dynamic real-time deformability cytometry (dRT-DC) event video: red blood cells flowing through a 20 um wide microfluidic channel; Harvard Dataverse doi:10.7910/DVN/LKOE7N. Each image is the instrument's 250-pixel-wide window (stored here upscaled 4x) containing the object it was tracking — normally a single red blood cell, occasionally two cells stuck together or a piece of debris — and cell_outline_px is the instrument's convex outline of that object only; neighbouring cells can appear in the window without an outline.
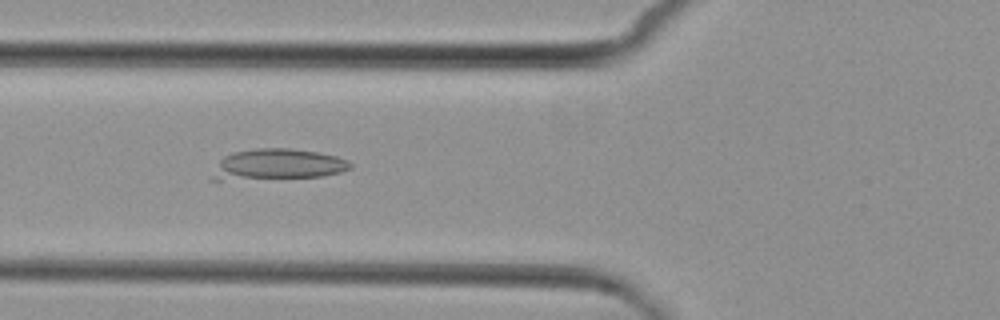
{"species": "common noctule bat (a hibernating species)", "species_latin": "Nyctalus noctula", "temperature_condition": "cold", "stored_images_in_passage": 10, "camera_frame_rate_fps": 3000, "um_per_image_px": 0.085, "animal": {"sex": "female", "body_mass_g": 29.2, "forearm_length_mm": 56.3}, "frame": {"image": 1, "passage_image": 6, "time_ms": 6.667, "image_size_px": [1000, 320], "cell_outline_px": [[352, 168], [340, 172], [324, 176], [220, 180], [208, 180], [220, 160], [224, 156], [232, 152], [256, 148], [288, 148], [316, 152], [336, 156], [348, 160], [352, 164]], "centroid_in_image_um": [23.57, 13.98], "position_along_channel_um": 102.2, "area_um2": 24.8}}
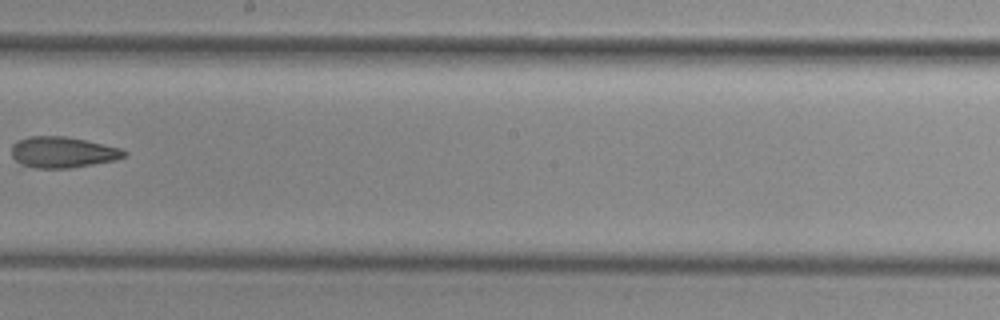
{"frame": {"image": 2, "passage_image": 9, "time_ms": 10.333, "image_size_px": [1000, 320], "cell_outline_px": [[128, 156], [116, 160], [72, 168], [36, 168], [20, 164], [12, 156], [12, 144], [16, 140], [28, 136], [64, 136], [84, 140], [120, 148], [128, 152]], "centroid_in_image_um": [5.33, 12.94], "position_along_channel_um": 242.9, "area_um2": 20.46}}
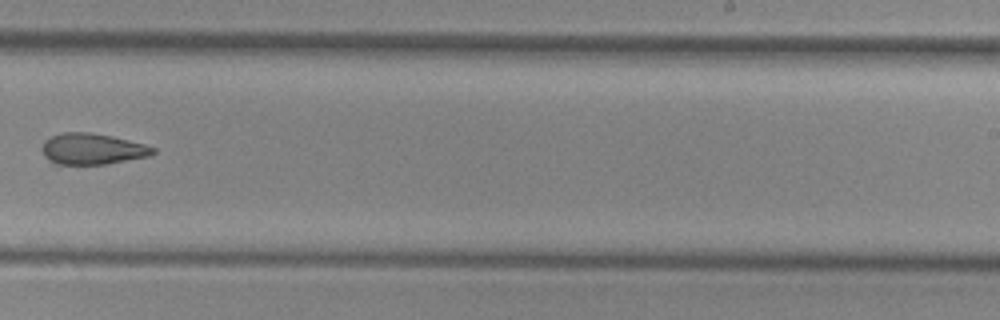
{"frame": {"image": 3, "passage_image": 10, "time_ms": 11.333, "image_size_px": [1000, 320], "cell_outline_px": [[156, 152], [148, 156], [104, 164], [52, 164], [44, 156], [44, 140], [52, 136], [64, 132], [92, 132], [112, 136], [144, 144], [156, 148]], "centroid_in_image_um": [7.84, 12.65], "position_along_channel_um": 281.2, "area_um2": 19.94}}